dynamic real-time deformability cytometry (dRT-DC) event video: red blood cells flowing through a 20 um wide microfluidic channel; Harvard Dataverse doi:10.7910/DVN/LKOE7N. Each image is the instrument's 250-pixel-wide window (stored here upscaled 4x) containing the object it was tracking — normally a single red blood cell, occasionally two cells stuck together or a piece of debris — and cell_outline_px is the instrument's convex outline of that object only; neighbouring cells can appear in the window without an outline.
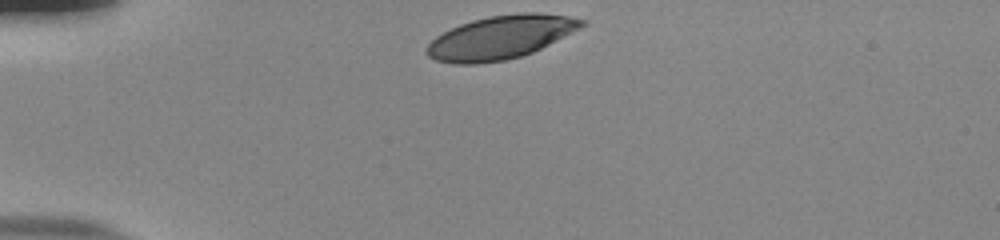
{"species": "human", "species_latin": "Homo sapiens", "temperature_condition": "room temperature", "stored_images_in_passage": 33, "camera_frame_rate_fps": 3000, "um_per_image_px": 0.085, "donor": {"sex": "male"}, "frame": {"image": 1, "passage_image": 1, "time_ms": 0.0, "image_size_px": [1000, 240], "cell_outline_px": [[588, 24], [532, 52], [520, 56], [504, 60], [476, 64], [452, 64], [436, 60], [428, 56], [424, 52], [424, 48], [436, 36], [460, 24], [472, 20], [492, 16], [516, 12], [536, 12], [568, 16], [588, 20]], "centroid_in_image_um": [42.53, 3.17], "position_along_channel_um": 42.5, "area_um2": 39.13}}
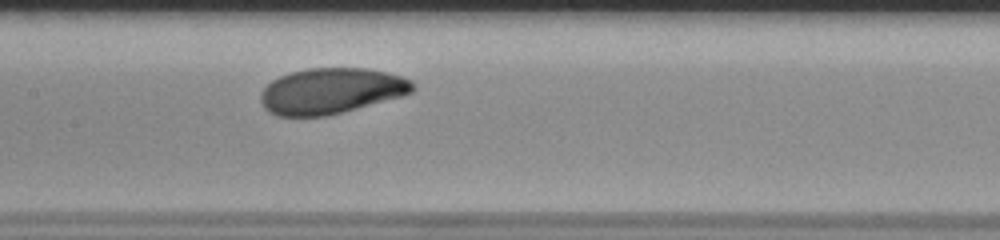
{"frame": {"image": 2, "passage_image": 15, "time_ms": 4.667, "image_size_px": [1000, 240], "cell_outline_px": [[416, 88], [412, 92], [400, 96], [340, 112], [324, 116], [276, 116], [268, 112], [264, 108], [260, 100], [260, 92], [272, 80], [288, 72], [308, 68], [368, 68], [388, 72], [412, 80], [416, 84]], "centroid_in_image_um": [28.12, 7.71], "position_along_channel_um": 179.3, "area_um2": 40.52}}
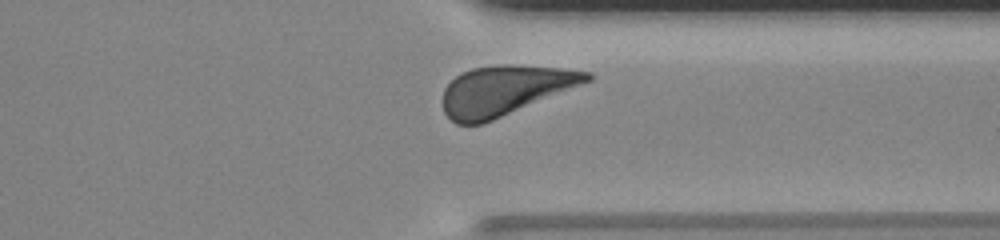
{"frame": {"image": 3, "passage_image": 30, "time_ms": 9.667, "image_size_px": [1000, 240], "cell_outline_px": [[592, 80], [484, 124], [456, 124], [444, 112], [444, 88], [456, 76], [472, 68], [504, 64], [512, 64], [564, 68], [592, 72]], "centroid_in_image_um": [42.93, 7.68], "position_along_channel_um": 368.5, "area_um2": 41.56}, "authors_computed_cell_mechanics": {"area_um2": 40.5178, "velocity_mm_per_s": 3.7856, "shape_relaxation_time_tau1_ms": 1.5613, "shape_relaxation_time_tau2_ms": 8.1253, "deformation_change_tau1": 0.1, "deformation_change_tau2": 0.1764}}